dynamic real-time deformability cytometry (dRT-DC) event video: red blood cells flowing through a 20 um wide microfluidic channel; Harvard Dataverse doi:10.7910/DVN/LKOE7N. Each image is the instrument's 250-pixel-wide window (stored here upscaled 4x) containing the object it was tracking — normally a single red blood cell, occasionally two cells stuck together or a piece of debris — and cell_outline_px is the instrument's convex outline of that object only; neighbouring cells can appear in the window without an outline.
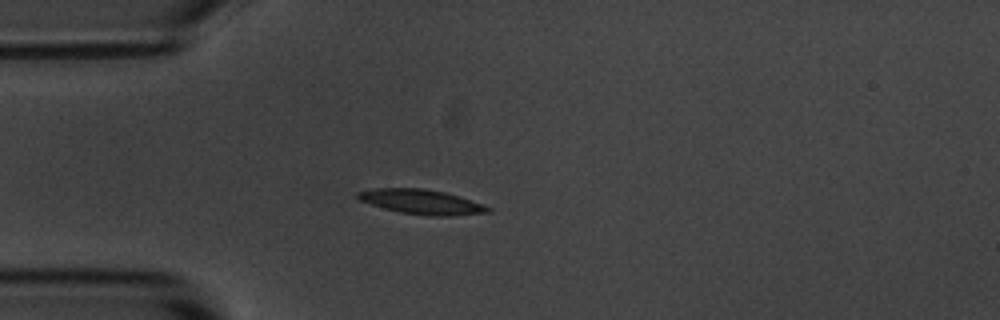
{"species": "common noctule bat (a hibernating species)", "species_latin": "Nyctalus noctula", "temperature_condition": "room temperature", "stored_images_in_passage": 3, "camera_frame_rate_fps": 3000, "um_per_image_px": 0.085, "animal": {"sex": "male", "body_mass_g": 20.1, "forearm_length_mm": 53.5}, "frame": {"image": 1, "passage_image": 2, "time_ms": 1.333, "image_size_px": [1000, 320], "cell_outline_px": [[492, 212], [452, 216], [428, 216], [400, 212], [384, 208], [360, 200], [356, 196], [356, 192], [376, 188], [424, 188], [444, 192], [460, 196], [492, 208]], "centroid_in_image_um": [35.86, 17.16], "position_along_channel_um": 49.1, "area_um2": 18.73}}